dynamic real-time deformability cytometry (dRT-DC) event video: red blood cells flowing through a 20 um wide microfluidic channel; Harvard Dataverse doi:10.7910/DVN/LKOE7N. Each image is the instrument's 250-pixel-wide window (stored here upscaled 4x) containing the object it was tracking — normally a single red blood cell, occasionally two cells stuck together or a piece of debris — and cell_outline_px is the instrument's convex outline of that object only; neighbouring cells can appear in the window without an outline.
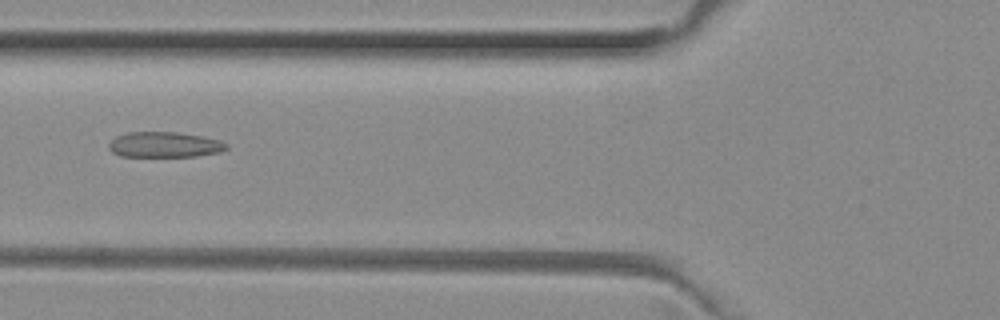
{"species": "common noctule bat (a hibernating species)", "species_latin": "Nyctalus noctula", "temperature_condition": "room temperature", "stored_images_in_passage": 51, "camera_frame_rate_fps": 3000, "um_per_image_px": 0.085, "animal": {"sex": "female", "body_mass_g": 29.2, "forearm_length_mm": 56.3}, "frame": {"image": 1, "passage_image": 19, "time_ms": 6.0, "image_size_px": [1000, 320], "cell_outline_px": [[228, 148], [220, 152], [196, 156], [120, 156], [112, 152], [108, 148], [108, 144], [116, 136], [128, 132], [176, 132], [200, 136], [220, 140], [228, 144]], "centroid_in_image_um": [13.98, 12.29], "position_along_channel_um": 111.8, "area_um2": 17.4}}
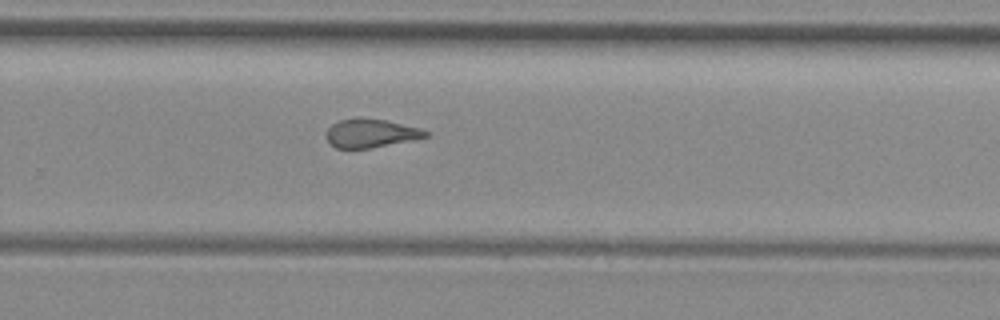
{"frame": {"image": 2, "passage_image": 33, "time_ms": 10.667, "image_size_px": [1000, 320], "cell_outline_px": [[428, 136], [368, 148], [336, 148], [328, 140], [328, 128], [332, 124], [340, 120], [356, 116], [360, 116], [384, 120], [420, 128], [428, 132]], "centroid_in_image_um": [31.48, 11.29], "position_along_channel_um": 298.3, "area_um2": 16.18}}
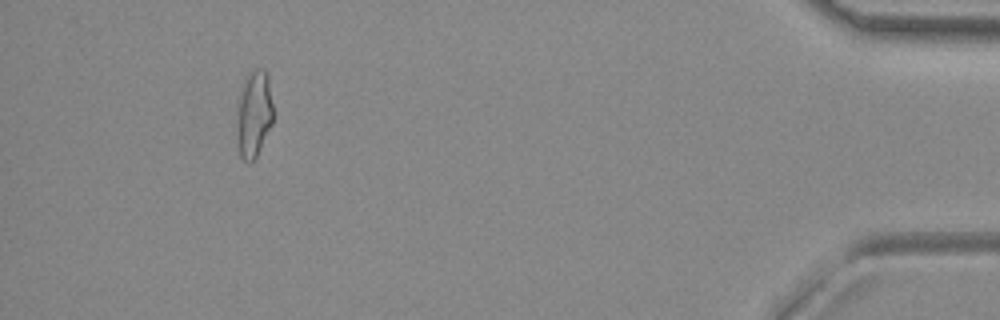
{"frame": {"image": 3, "passage_image": 47, "time_ms": 15.333, "image_size_px": [1000, 320], "cell_outline_px": [[272, 124], [256, 156], [248, 164], [240, 156], [236, 136], [236, 108], [244, 80], [252, 68], [264, 68], [268, 76], [272, 104]], "centroid_in_image_um": [21.55, 9.67], "position_along_channel_um": 413.6, "area_um2": 18.61}, "authors_computed_cell_mechanics": {"area_um2": 17.918, "velocity_mm_per_s": 4.0011, "shape_relaxation_time_tau1_ms": null, "shape_relaxation_time_tau2_ms": 1.6811, "deformation_change_tau1": null, "deformation_change_tau2": 0.1183}}